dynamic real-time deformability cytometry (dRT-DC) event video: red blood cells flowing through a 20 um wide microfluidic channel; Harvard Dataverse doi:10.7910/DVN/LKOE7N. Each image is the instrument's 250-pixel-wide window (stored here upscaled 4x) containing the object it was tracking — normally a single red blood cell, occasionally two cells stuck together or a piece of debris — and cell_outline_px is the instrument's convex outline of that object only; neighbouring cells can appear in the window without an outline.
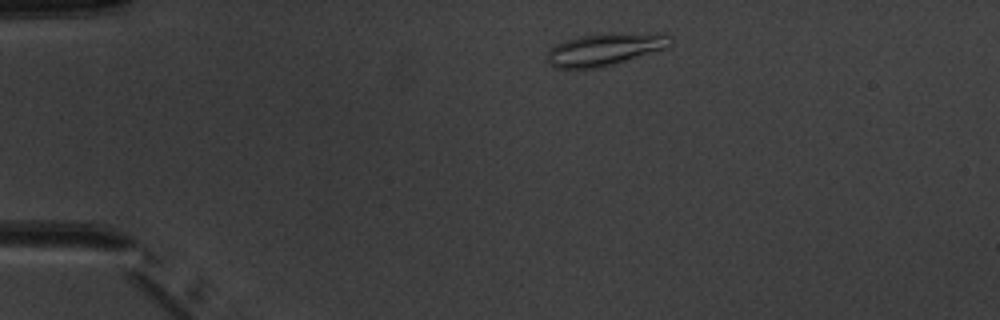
{"species": "common noctule bat (a hibernating species)", "species_latin": "Nyctalus noctula", "temperature_condition": "warm", "stored_images_in_passage": 3, "camera_frame_rate_fps": 3000, "um_per_image_px": 0.085, "animal": {"sex": "male", "body_mass_g": 20.1, "forearm_length_mm": 53.5}, "frame": {"image": 1, "passage_image": 1, "time_ms": 0.0, "image_size_px": [1000, 320], "cell_outline_px": [[672, 44], [664, 48], [612, 64], [596, 68], [556, 68], [548, 64], [548, 52], [556, 44], [564, 40], [580, 36], [656, 32], [664, 32], [672, 36]], "centroid_in_image_um": [51.44, 4.18], "position_along_channel_um": 33.6, "area_um2": 22.72}}
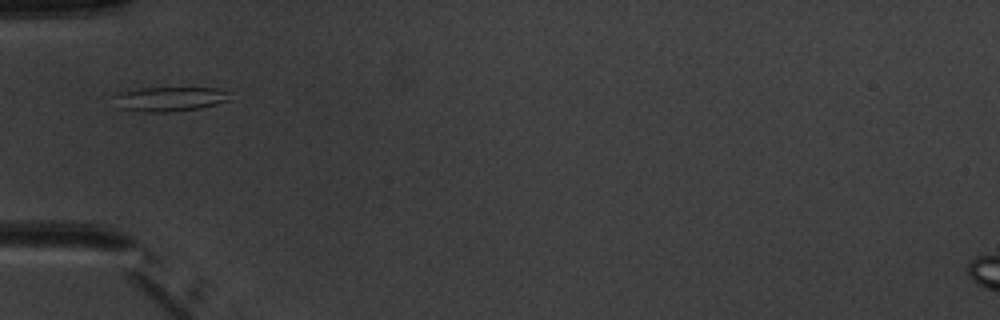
{"frame": {"image": 2, "passage_image": 3, "time_ms": 2.333, "image_size_px": [1000, 320], "cell_outline_px": [[232, 100], [200, 108], [168, 112], [144, 112], [120, 108], [112, 96], [120, 92], [140, 88], [216, 88], [228, 92]], "centroid_in_image_um": [14.43, 8.41], "position_along_channel_um": 70.6, "area_um2": 16.53}}